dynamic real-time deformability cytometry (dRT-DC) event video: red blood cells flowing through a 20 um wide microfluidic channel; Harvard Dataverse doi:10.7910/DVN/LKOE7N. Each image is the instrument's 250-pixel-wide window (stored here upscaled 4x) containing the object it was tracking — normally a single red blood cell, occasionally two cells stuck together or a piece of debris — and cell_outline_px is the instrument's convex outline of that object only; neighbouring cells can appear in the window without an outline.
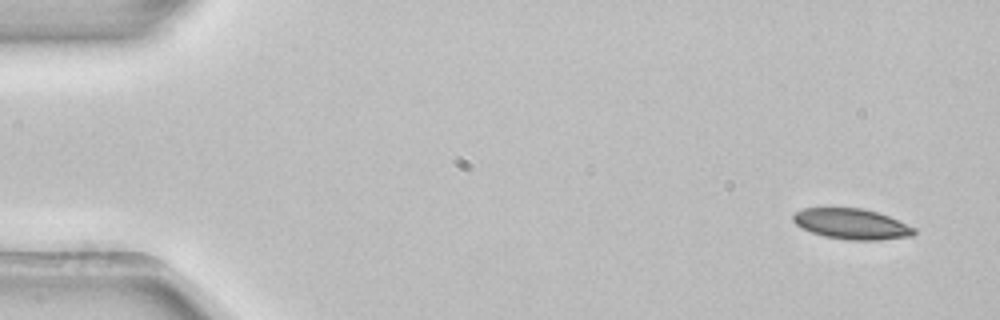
{"species": "common noctule bat (a hibernating species)", "species_latin": "Nyctalus noctula", "temperature_condition": "room temperature", "stored_images_in_passage": 5, "segment_of_instrument_passage": [1, 2], "camera_frame_rate_fps": 3000, "um_per_image_px": 0.085, "animal": {"sex": "female", "body_mass_g": 22.7, "forearm_length_mm": 54.2}, "frame": {"image": 1, "passage_image": 1, "time_ms": 0.0, "image_size_px": [1000, 320], "cell_outline_px": [[916, 232], [912, 236], [880, 240], [852, 240], [824, 236], [812, 232], [796, 224], [792, 220], [792, 216], [796, 212], [804, 208], [860, 208], [876, 212], [888, 216], [916, 228]], "centroid_in_image_um": [72.4, 19.04], "position_along_channel_um": 12.6, "area_um2": 21.33}}
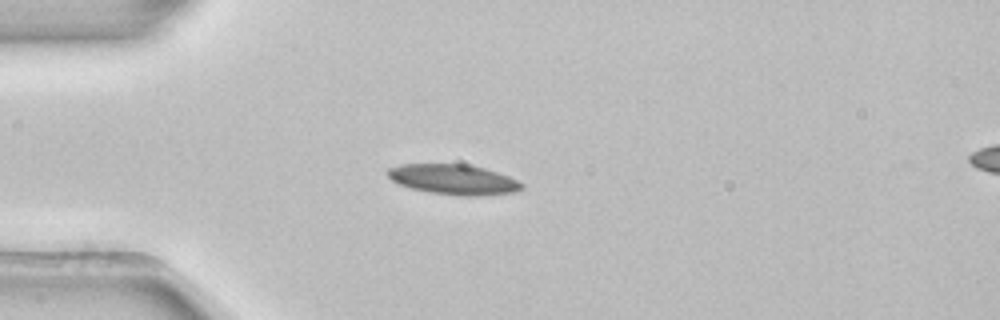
{"frame": {"image": 2, "passage_image": 4, "time_ms": 1.0, "image_size_px": [1000, 320], "cell_outline_px": [[524, 188], [512, 192], [480, 196], [464, 196], [428, 192], [396, 184], [388, 176], [388, 168], [400, 164], [464, 164], [484, 168], [508, 176], [524, 184]], "centroid_in_image_um": [38.52, 15.25], "position_along_channel_um": 46.5, "area_um2": 23.47}}